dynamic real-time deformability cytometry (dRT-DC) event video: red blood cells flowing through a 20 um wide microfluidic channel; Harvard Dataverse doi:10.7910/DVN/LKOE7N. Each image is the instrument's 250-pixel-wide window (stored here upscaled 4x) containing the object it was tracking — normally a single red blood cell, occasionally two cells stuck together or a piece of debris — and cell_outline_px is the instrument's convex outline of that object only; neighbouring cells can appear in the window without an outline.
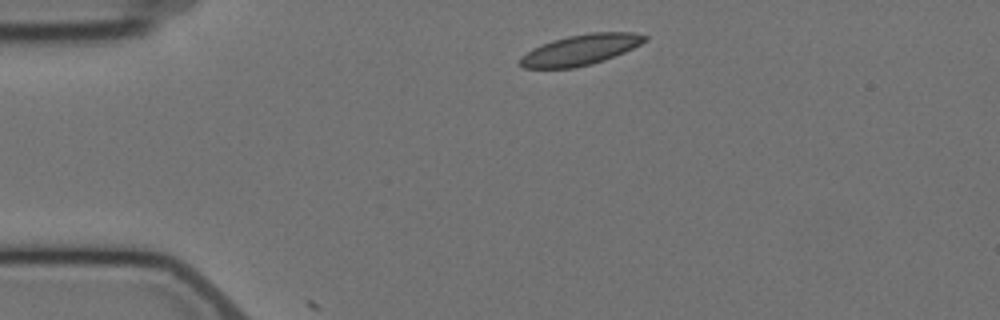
{"species": "Egyptian fruit bat (a non-hibernating species)", "species_latin": "Rousettus aegyptiacus", "temperature_condition": "cold", "stored_images_in_passage": 3, "camera_frame_rate_fps": 3000, "um_per_image_px": 0.085, "animal": {"sex": "female"}, "frame": {"image": 1, "passage_image": 1, "time_ms": 0.0, "image_size_px": [1000, 320], "cell_outline_px": [[648, 40], [624, 52], [604, 60], [592, 64], [576, 68], [524, 68], [520, 64], [520, 56], [532, 48], [552, 40], [568, 36], [592, 32], [636, 32], [648, 36]], "centroid_in_image_um": [49.35, 4.23], "position_along_channel_um": 35.6, "area_um2": 22.25}}
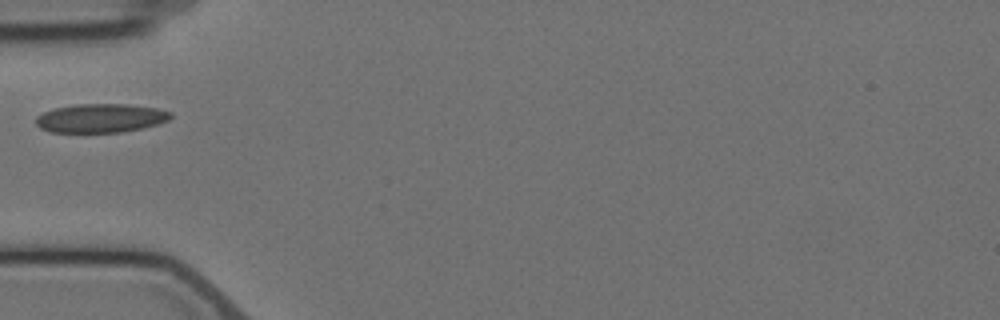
{"frame": {"image": 2, "passage_image": 3, "time_ms": 2.333, "image_size_px": [1000, 320], "cell_outline_px": [[172, 116], [168, 120], [156, 124], [140, 128], [120, 132], [52, 132], [40, 128], [36, 124], [36, 116], [52, 108], [76, 104], [124, 104], [156, 108], [172, 112]], "centroid_in_image_um": [8.52, 10.03], "position_along_channel_um": 76.5, "area_um2": 22.48}}